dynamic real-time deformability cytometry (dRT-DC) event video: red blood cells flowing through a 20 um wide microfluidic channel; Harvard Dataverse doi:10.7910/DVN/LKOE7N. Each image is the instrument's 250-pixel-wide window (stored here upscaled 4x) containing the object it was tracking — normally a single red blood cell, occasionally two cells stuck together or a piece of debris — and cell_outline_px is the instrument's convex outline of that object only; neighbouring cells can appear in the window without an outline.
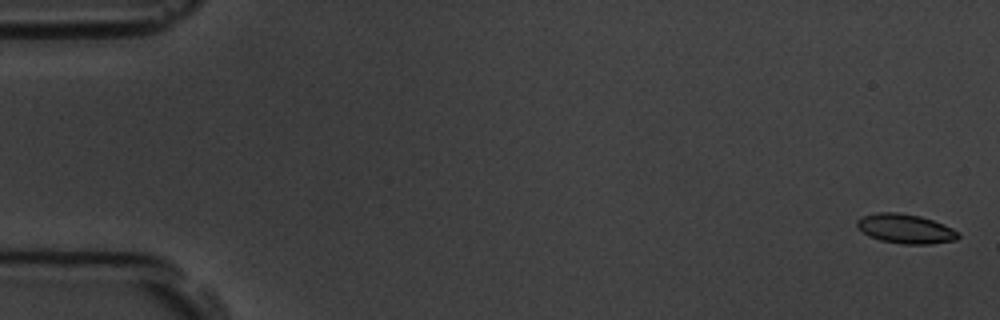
{"species": "common noctule bat (a hibernating species)", "species_latin": "Nyctalus noctula", "temperature_condition": "room temperature", "stored_images_in_passage": 5, "camera_frame_rate_fps": 3000, "um_per_image_px": 0.085, "animal": {"sex": "male", "body_mass_g": 19.5, "forearm_length_mm": 54.6}, "frame": {"image": 1, "passage_image": 1, "time_ms": 0.0, "image_size_px": [1000, 320], "cell_outline_px": [[960, 236], [956, 240], [928, 244], [904, 244], [880, 240], [868, 236], [856, 224], [856, 220], [864, 216], [876, 212], [896, 212], [920, 216], [944, 224], [960, 232]], "centroid_in_image_um": [76.99, 19.44], "position_along_channel_um": 8.0, "area_um2": 17.28}}
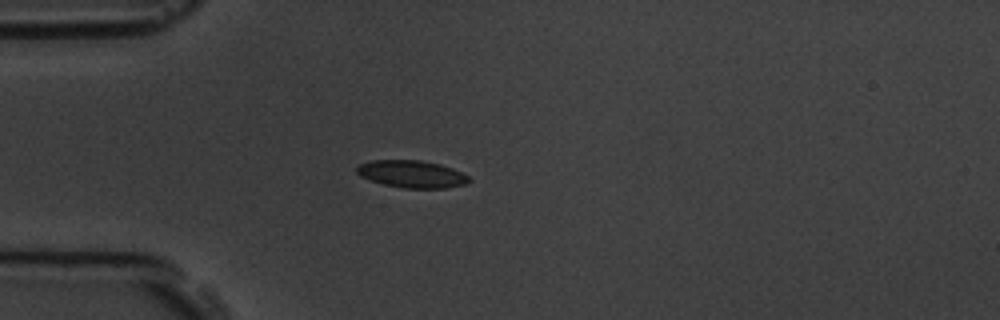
{"frame": {"image": 2, "passage_image": 5, "time_ms": 4.667, "image_size_px": [1000, 320], "cell_outline_px": [[472, 180], [468, 184], [444, 188], [404, 188], [384, 184], [360, 176], [356, 172], [356, 168], [360, 164], [372, 160], [420, 160], [440, 164], [452, 168], [468, 176]], "centroid_in_image_um": [35.03, 14.79], "position_along_channel_um": 50.0, "area_um2": 17.8}}